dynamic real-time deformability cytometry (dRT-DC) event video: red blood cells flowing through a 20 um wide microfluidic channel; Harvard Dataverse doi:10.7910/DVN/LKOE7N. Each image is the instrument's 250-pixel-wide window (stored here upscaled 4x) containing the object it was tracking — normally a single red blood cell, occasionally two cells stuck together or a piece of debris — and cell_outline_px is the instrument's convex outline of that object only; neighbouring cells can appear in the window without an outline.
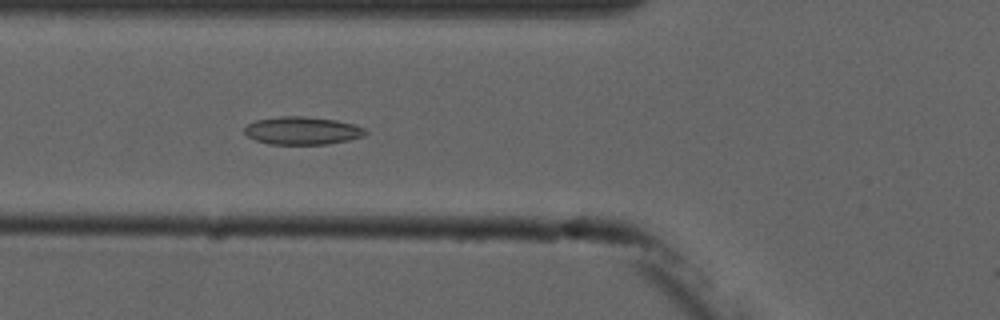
{"species": "common noctule bat (a hibernating species)", "species_latin": "Nyctalus noctula", "temperature_condition": "cold", "stored_images_in_passage": 5, "camera_frame_rate_fps": 3000, "um_per_image_px": 0.085, "animal": {"sex": "male", "forearm_length_mm": 52.5}, "frame": {"image": 1, "passage_image": 5, "time_ms": 5.333, "image_size_px": [1000, 320], "cell_outline_px": [[368, 132], [364, 136], [348, 140], [328, 144], [268, 144], [256, 140], [248, 136], [244, 132], [244, 128], [248, 124], [256, 120], [280, 116], [304, 116], [336, 120], [352, 124], [364, 128]], "centroid_in_image_um": [25.69, 11.1], "position_along_channel_um": 100.1, "area_um2": 19.59}}